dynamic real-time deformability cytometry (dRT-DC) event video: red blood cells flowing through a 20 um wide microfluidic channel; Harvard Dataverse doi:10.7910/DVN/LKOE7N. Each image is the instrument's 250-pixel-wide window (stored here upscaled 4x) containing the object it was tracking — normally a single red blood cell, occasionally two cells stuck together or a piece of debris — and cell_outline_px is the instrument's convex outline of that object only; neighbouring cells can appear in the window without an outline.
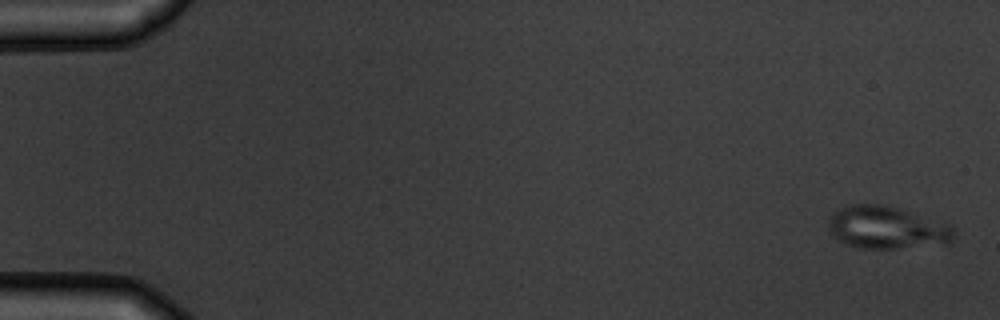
{"species": "common noctule bat (a hibernating species)", "species_latin": "Nyctalus noctula", "temperature_condition": "warm", "stored_images_in_passage": 5, "camera_frame_rate_fps": 3000, "um_per_image_px": 0.085, "animal": {"sex": "male", "body_mass_g": 19.5, "forearm_length_mm": 54.6}, "frame": {"image": 1, "passage_image": 1, "time_ms": 0.0, "image_size_px": [1000, 320], "cell_outline_px": [[956, 236], [952, 244], [896, 248], [856, 248], [836, 240], [828, 228], [828, 220], [832, 212], [848, 204], [884, 204], [900, 208], [948, 224], [952, 228]], "centroid_in_image_um": [75.37, 19.35], "position_along_channel_um": 9.6, "area_um2": 31.62}}